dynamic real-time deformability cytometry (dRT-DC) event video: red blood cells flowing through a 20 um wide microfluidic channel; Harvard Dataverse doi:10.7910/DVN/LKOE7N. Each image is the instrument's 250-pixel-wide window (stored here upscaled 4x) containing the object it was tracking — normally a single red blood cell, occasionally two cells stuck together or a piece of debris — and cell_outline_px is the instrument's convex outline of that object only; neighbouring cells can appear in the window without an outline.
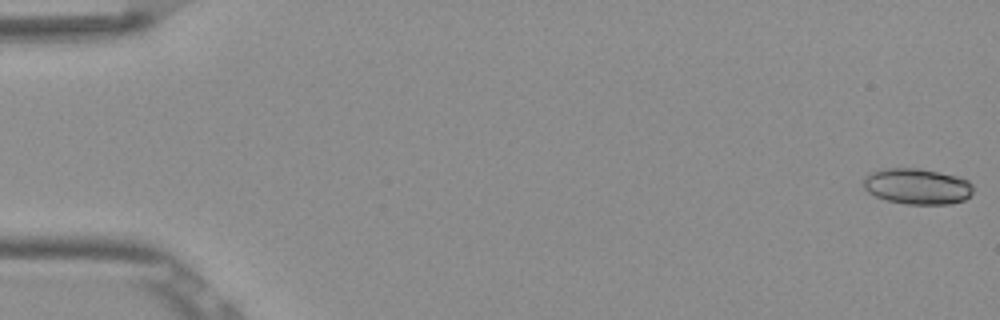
{"species": "Egyptian fruit bat (a non-hibernating species)", "species_latin": "Rousettus aegyptiacus", "temperature_condition": "room temperature", "stored_images_in_passage": 53, "camera_frame_rate_fps": 3000, "um_per_image_px": 0.085, "frame": {"image": 1, "passage_image": 1, "time_ms": 0.0, "image_size_px": [1000, 320], "cell_outline_px": [[972, 192], [964, 200], [952, 204], [908, 204], [888, 200], [876, 196], [868, 192], [864, 188], [864, 176], [868, 172], [880, 168], [920, 168], [960, 176], [968, 180], [972, 184]], "centroid_in_image_um": [77.95, 15.82], "position_along_channel_um": 7.0, "area_um2": 23.18}}
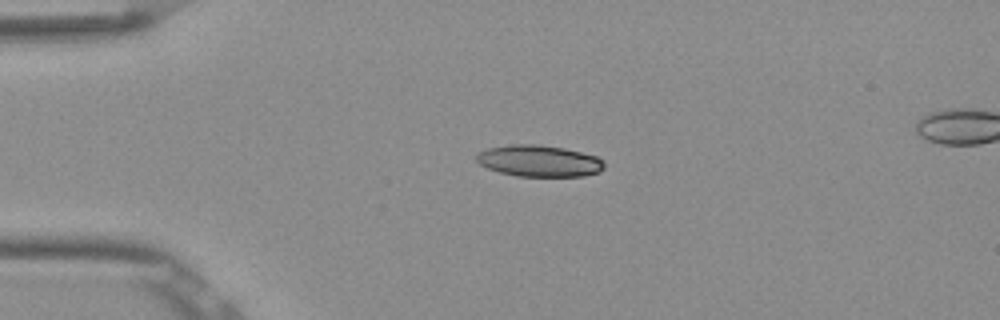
{"frame": {"image": 2, "passage_image": 13, "time_ms": 4.0, "image_size_px": [1000, 320], "cell_outline_px": [[604, 168], [600, 172], [584, 176], [516, 176], [500, 172], [488, 168], [480, 164], [476, 160], [476, 156], [480, 152], [488, 148], [512, 144], [540, 144], [564, 148], [596, 156], [604, 160]], "centroid_in_image_um": [45.85, 13.68], "position_along_channel_um": 39.2, "area_um2": 23.47}}
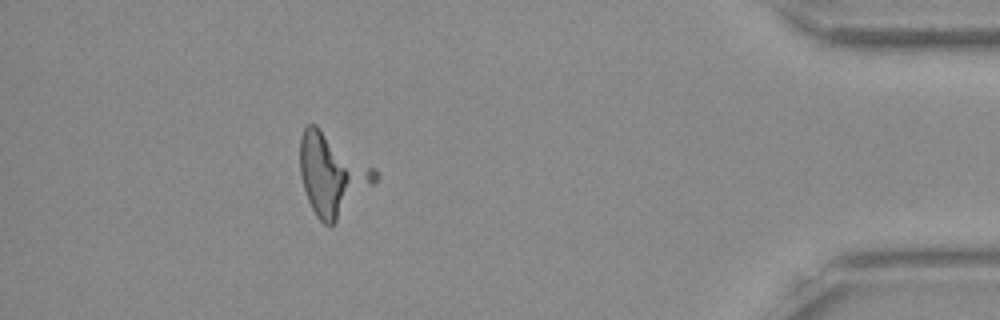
{"frame": {"image": 3, "passage_image": 48, "time_ms": 15.667, "image_size_px": [1000, 320], "cell_outline_px": [[380, 176], [332, 224], [324, 224], [316, 216], [308, 200], [300, 176], [300, 136], [304, 128], [308, 124], [316, 124], [376, 168]], "centroid_in_image_um": [28.2, 14.76], "position_along_channel_um": 407.0, "area_um2": 35.03}}